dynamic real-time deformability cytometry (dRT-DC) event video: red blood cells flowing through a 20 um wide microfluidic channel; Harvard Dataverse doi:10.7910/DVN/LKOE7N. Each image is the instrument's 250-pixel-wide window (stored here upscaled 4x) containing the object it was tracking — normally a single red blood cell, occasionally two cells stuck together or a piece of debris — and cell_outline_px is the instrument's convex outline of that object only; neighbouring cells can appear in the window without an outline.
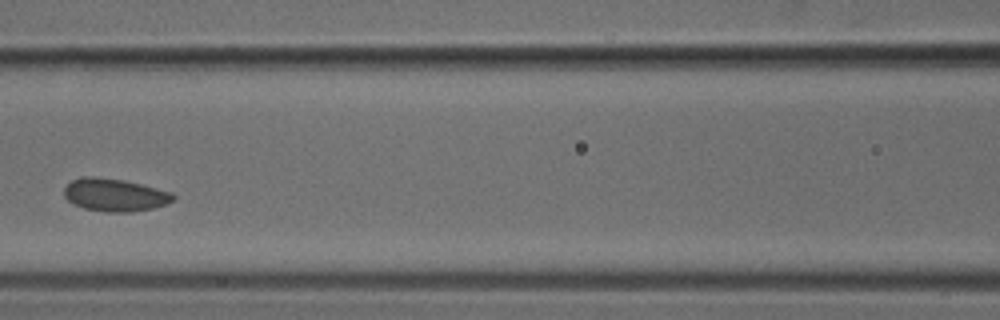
{"species": "common noctule bat (a hibernating species)", "species_latin": "Nyctalus noctula", "temperature_condition": "cold", "stored_images_in_passage": 4, "camera_frame_rate_fps": 3000, "um_per_image_px": 0.085, "animal": {"sex": "male", "body_mass_g": 18.8}, "frame": {"image": 1, "passage_image": 3, "time_ms": 0.667, "image_size_px": [1000, 320], "cell_outline_px": [[176, 200], [152, 208], [132, 212], [104, 212], [84, 208], [68, 200], [64, 196], [64, 188], [72, 180], [84, 176], [92, 176], [124, 180], [172, 192], [176, 196]], "centroid_in_image_um": [9.77, 16.57], "position_along_channel_um": 156.8, "area_um2": 20.75}}
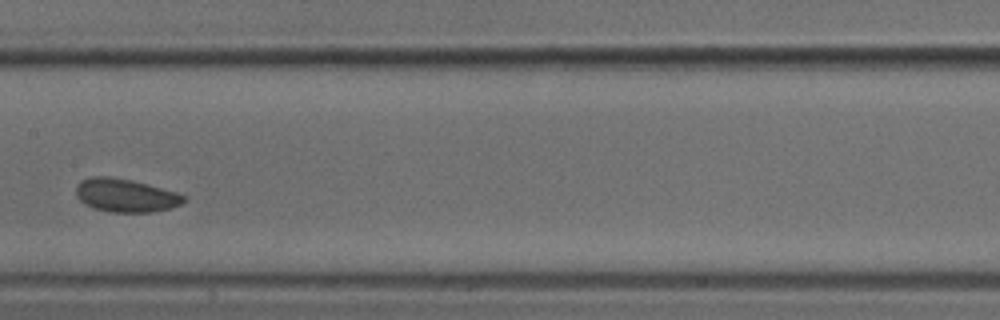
{"frame": {"image": 2, "passage_image": 4, "time_ms": 1.0, "image_size_px": [1000, 320], "cell_outline_px": [[184, 200], [180, 204], [168, 208], [152, 212], [108, 212], [84, 204], [76, 196], [76, 184], [80, 180], [92, 176], [108, 176], [132, 180], [148, 184], [176, 192], [184, 196]], "centroid_in_image_um": [10.61, 16.59], "position_along_channel_um": 196.8, "area_um2": 20.81}}